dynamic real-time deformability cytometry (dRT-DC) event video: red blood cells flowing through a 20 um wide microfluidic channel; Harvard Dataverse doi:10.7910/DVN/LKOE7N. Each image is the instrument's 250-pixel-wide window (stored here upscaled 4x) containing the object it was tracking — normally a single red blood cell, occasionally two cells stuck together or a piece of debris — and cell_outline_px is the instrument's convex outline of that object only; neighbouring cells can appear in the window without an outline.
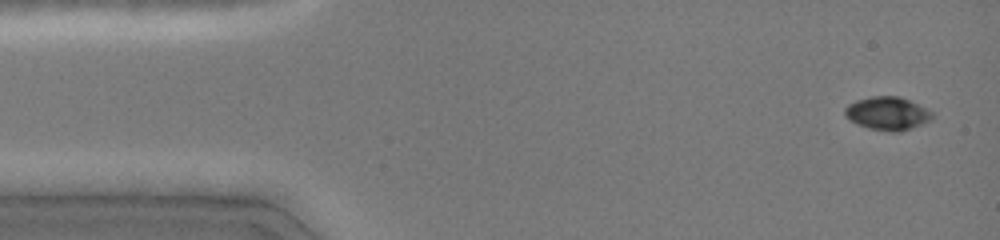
{"species": "common noctule bat (a hibernating species)", "species_latin": "Nyctalus noctula", "temperature_condition": "cold", "stored_images_in_passage": 8, "camera_frame_rate_fps": 3000, "um_per_image_px": 0.085, "animal": {"sex": "female", "body_mass_g": 19.0, "forearm_length_mm": 51.5}, "frame": {"image": 1, "passage_image": 1, "time_ms": 0.0, "image_size_px": [1000, 240], "cell_outline_px": [[932, 120], [912, 128], [900, 132], [892, 132], [868, 128], [844, 116], [844, 108], [848, 104], [856, 100], [872, 96], [900, 96], [932, 112]], "centroid_in_image_um": [75.42, 9.64], "position_along_channel_um": 9.6, "area_um2": 16.76}}
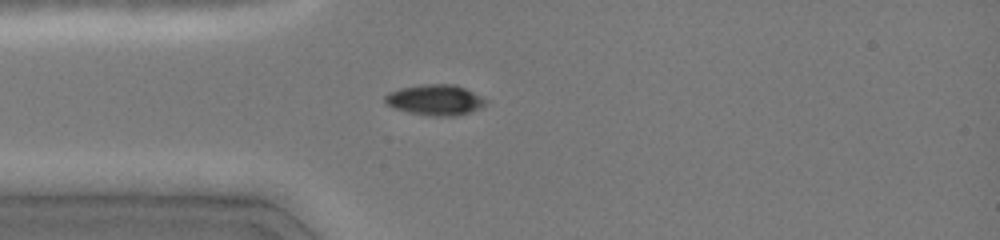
{"frame": {"image": 2, "passage_image": 5, "time_ms": 3.333, "image_size_px": [1000, 240], "cell_outline_px": [[488, 100], [484, 104], [468, 112], [456, 116], [432, 116], [408, 112], [396, 108], [388, 104], [384, 100], [384, 96], [388, 92], [400, 88], [424, 84], [452, 84], [464, 88]], "centroid_in_image_um": [36.95, 8.48], "position_along_channel_um": 48.1, "area_um2": 17.63}}